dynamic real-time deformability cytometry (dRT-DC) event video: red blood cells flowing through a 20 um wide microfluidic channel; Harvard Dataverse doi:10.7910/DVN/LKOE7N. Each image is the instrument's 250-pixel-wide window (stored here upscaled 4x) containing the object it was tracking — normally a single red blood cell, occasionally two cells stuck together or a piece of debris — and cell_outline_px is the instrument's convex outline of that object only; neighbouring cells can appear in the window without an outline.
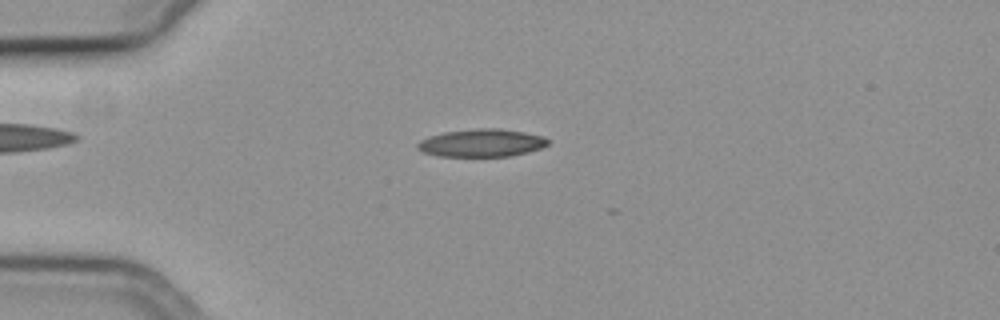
{"species": "common noctule bat (a hibernating species)", "species_latin": "Nyctalus noctula", "temperature_condition": "cold", "stored_images_in_passage": 6, "camera_frame_rate_fps": 3000, "um_per_image_px": 0.085, "animal": {"sex": "female", "body_mass_g": 19.3, "forearm_length_mm": 54.1}, "frame": {"image": 1, "passage_image": 2, "time_ms": 0.333, "image_size_px": [1000, 320], "cell_outline_px": [[548, 144], [540, 148], [528, 152], [512, 156], [440, 156], [424, 152], [416, 148], [416, 144], [420, 140], [428, 136], [444, 132], [480, 128], [500, 128], [524, 132], [544, 136], [548, 140]], "centroid_in_image_um": [40.93, 12.14], "position_along_channel_um": 44.1, "area_um2": 21.1}}